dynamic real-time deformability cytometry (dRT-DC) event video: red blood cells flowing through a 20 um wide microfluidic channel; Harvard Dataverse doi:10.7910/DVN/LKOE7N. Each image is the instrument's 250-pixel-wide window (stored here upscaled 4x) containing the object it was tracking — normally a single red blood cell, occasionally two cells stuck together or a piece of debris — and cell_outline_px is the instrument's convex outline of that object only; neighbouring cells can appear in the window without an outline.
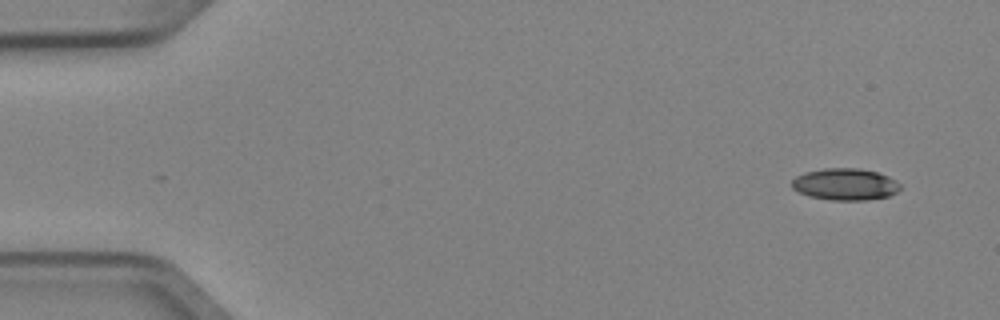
{"species": "Egyptian fruit bat (a non-hibernating species)", "species_latin": "Rousettus aegyptiacus", "temperature_condition": "cold", "stored_images_in_passage": 6, "camera_frame_rate_fps": 3000, "um_per_image_px": 0.085, "animal": {"sex": "female"}, "frame": {"image": 1, "passage_image": 1, "time_ms": 0.0, "image_size_px": [1000, 320], "cell_outline_px": [[900, 188], [896, 192], [888, 196], [868, 200], [832, 200], [808, 196], [792, 188], [792, 180], [796, 176], [804, 172], [824, 168], [860, 168], [876, 172], [888, 176], [896, 180], [900, 184]], "centroid_in_image_um": [71.83, 15.66], "position_along_channel_um": 13.2, "area_um2": 20.11}}
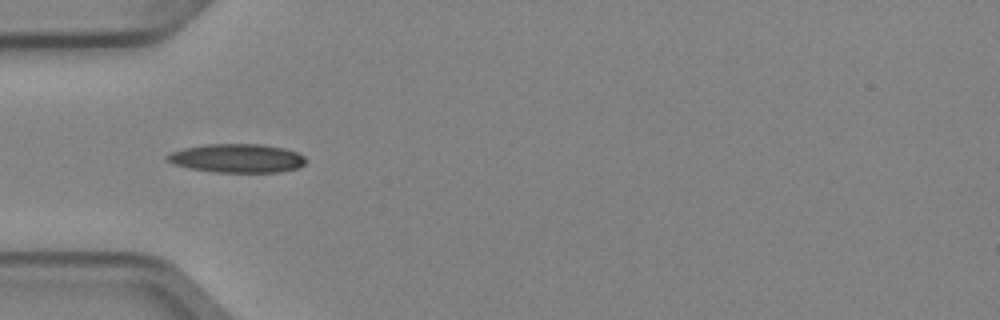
{"frame": {"image": 2, "passage_image": 4, "time_ms": 1.0, "image_size_px": [1000, 320], "cell_outline_px": [[308, 160], [300, 168], [280, 172], [216, 172], [192, 168], [176, 164], [164, 160], [164, 156], [172, 152], [184, 148], [204, 144], [260, 144], [284, 148], [296, 152], [304, 156]], "centroid_in_image_um": [20.18, 13.45], "position_along_channel_um": 64.8, "area_um2": 23.24}}
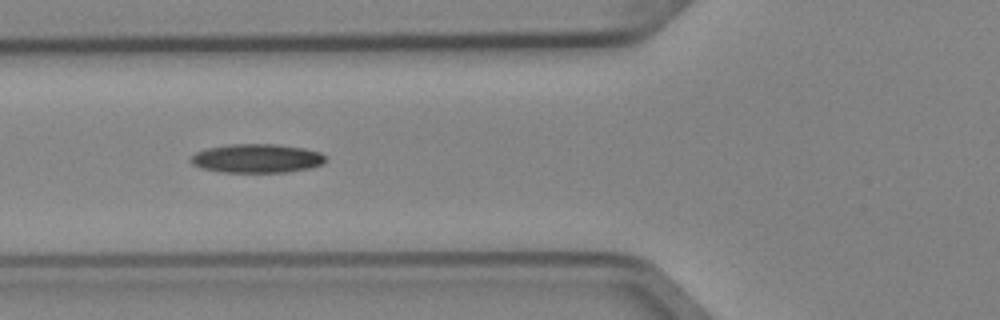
{"frame": {"image": 3, "passage_image": 5, "time_ms": 1.333, "image_size_px": [1000, 320], "cell_outline_px": [[328, 160], [324, 164], [308, 168], [288, 172], [224, 172], [200, 168], [192, 164], [188, 160], [196, 152], [208, 148], [228, 144], [276, 144], [304, 148], [320, 152]], "centroid_in_image_um": [21.84, 13.46], "position_along_channel_um": 104.0, "area_um2": 22.77}}